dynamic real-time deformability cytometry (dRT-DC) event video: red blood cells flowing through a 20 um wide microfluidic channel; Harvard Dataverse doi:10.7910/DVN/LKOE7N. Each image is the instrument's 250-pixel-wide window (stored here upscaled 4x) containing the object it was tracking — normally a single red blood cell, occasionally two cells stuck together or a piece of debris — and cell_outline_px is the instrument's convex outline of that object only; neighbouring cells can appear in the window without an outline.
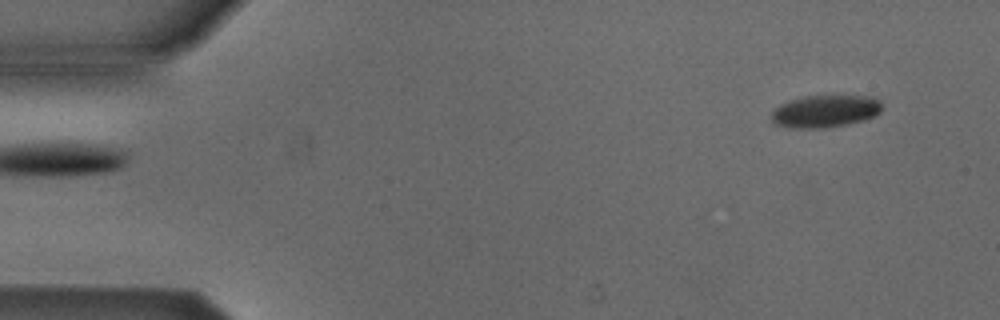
{"species": "Egyptian fruit bat (a non-hibernating species)", "species_latin": "Rousettus aegyptiacus", "temperature_condition": "cold", "stored_images_in_passage": 4, "segment_of_instrument_passage": [2, 2], "camera_frame_rate_fps": 3000, "um_per_image_px": 0.085, "animal": {"sex": "male"}, "frame": {"image": 1, "passage_image": 4, "time_ms": 4.333, "image_size_px": [1000, 320], "cell_outline_px": [[884, 108], [880, 112], [864, 120], [848, 124], [824, 128], [788, 128], [776, 124], [772, 120], [772, 112], [780, 104], [788, 100], [804, 96], [872, 96], [880, 100]], "centroid_in_image_um": [70.16, 9.45], "position_along_channel_um": 14.8, "area_um2": 20.98}}